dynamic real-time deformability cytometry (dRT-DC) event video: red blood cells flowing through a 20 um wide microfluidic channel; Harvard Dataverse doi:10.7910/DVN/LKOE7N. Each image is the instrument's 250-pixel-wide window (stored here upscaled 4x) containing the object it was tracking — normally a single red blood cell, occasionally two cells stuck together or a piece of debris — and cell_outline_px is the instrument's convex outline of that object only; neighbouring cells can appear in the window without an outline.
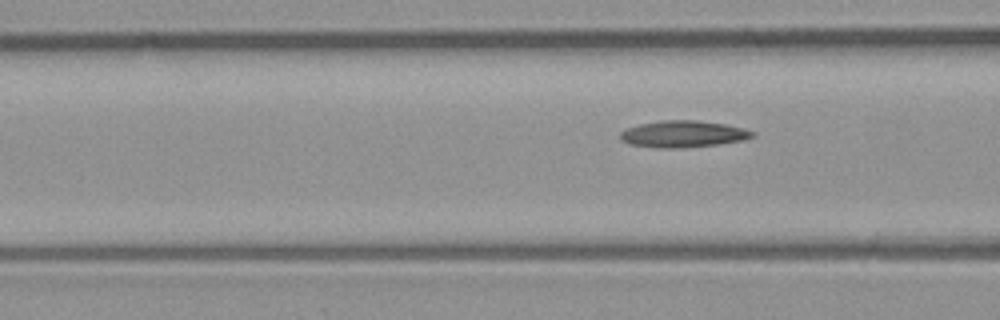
{"species": "common noctule bat (a hibernating species)", "species_latin": "Nyctalus noctula", "temperature_condition": "room temperature", "stored_images_in_passage": 5, "camera_frame_rate_fps": 3000, "um_per_image_px": 0.085, "animal": {"sex": "male", "body_mass_g": 23.1, "forearm_length_mm": 52.7}, "frame": {"image": 1, "passage_image": 5, "time_ms": 1.333, "image_size_px": [1000, 320], "cell_outline_px": [[756, 136], [744, 140], [716, 144], [676, 148], [660, 148], [628, 144], [620, 140], [620, 132], [628, 128], [640, 124], [660, 120], [696, 120], [724, 124], [744, 128], [756, 132]], "centroid_in_image_um": [58.07, 11.39], "position_along_channel_um": 108.5, "area_um2": 20.52}}